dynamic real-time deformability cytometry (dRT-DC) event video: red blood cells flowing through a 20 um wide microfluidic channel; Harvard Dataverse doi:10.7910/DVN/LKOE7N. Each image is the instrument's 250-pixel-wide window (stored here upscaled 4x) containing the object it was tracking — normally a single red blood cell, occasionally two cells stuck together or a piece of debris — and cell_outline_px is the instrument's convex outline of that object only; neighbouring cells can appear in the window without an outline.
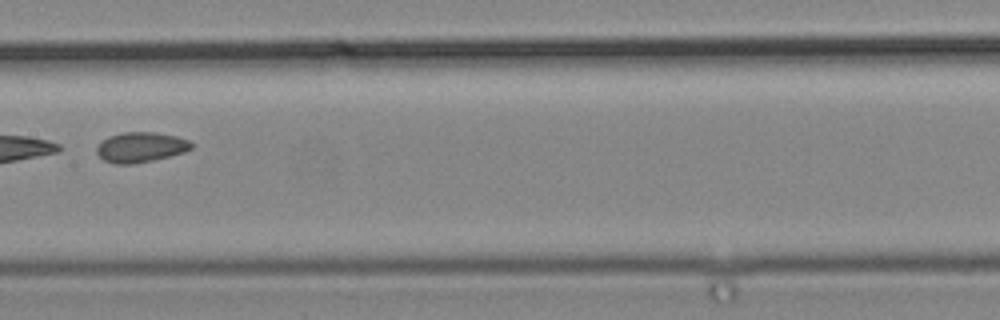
{"species": "common noctule bat (a hibernating species)", "species_latin": "Nyctalus noctula", "temperature_condition": "cold", "stored_images_in_passage": 7, "camera_frame_rate_fps": 3000, "um_per_image_px": 0.085, "animal": {"sex": "male", "body_mass_g": 19.2, "forearm_length_mm": 51.8}, "frame": {"image": 1, "passage_image": 7, "time_ms": 2.0, "image_size_px": [1000, 320], "cell_outline_px": [[192, 148], [184, 152], [152, 160], [132, 164], [112, 164], [104, 160], [96, 152], [96, 148], [108, 136], [124, 132], [152, 132], [176, 136], [188, 140], [192, 144]], "centroid_in_image_um": [11.94, 12.51], "position_along_channel_um": 195.5, "area_um2": 16.42}}